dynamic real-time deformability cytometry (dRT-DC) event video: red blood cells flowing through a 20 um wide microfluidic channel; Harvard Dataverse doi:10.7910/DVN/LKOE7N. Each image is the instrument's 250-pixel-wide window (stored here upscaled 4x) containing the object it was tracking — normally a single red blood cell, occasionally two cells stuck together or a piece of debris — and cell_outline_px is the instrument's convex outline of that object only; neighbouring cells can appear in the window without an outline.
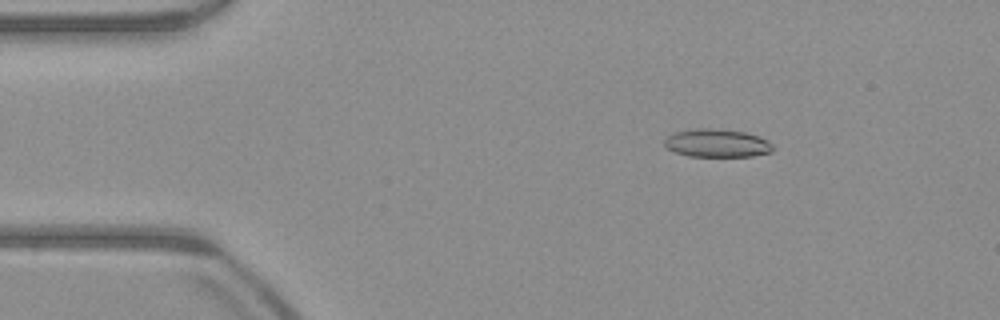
{"species": "common noctule bat (a hibernating species)", "species_latin": "Nyctalus noctula", "temperature_condition": "warm", "stored_images_in_passage": 52, "camera_frame_rate_fps": 3000, "um_per_image_px": 0.085, "animal": {"sex": "male", "body_mass_g": 23.1, "forearm_length_mm": 52.7}, "frame": {"image": 1, "passage_image": 8, "time_ms": 2.333, "image_size_px": [1000, 320], "cell_outline_px": [[776, 148], [772, 152], [752, 156], [688, 156], [676, 152], [668, 148], [664, 144], [664, 140], [668, 136], [676, 132], [696, 128], [708, 128], [744, 132], [760, 136], [768, 140]], "centroid_in_image_um": [60.99, 12.17], "position_along_channel_um": 24.0, "area_um2": 17.74}}
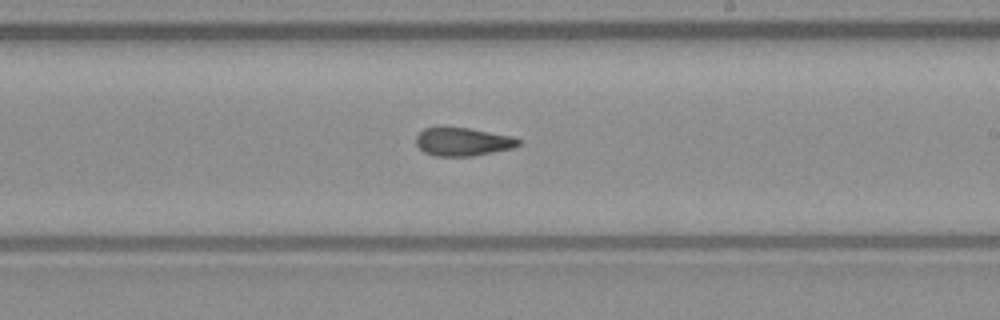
{"frame": {"image": 2, "passage_image": 30, "time_ms": 9.667, "image_size_px": [1000, 320], "cell_outline_px": [[520, 144], [512, 148], [472, 156], [436, 156], [424, 152], [416, 144], [416, 136], [424, 128], [440, 124], [444, 124], [468, 128], [512, 136], [520, 140]], "centroid_in_image_um": [39.27, 12.0], "position_along_channel_um": 249.7, "area_um2": 17.28}}
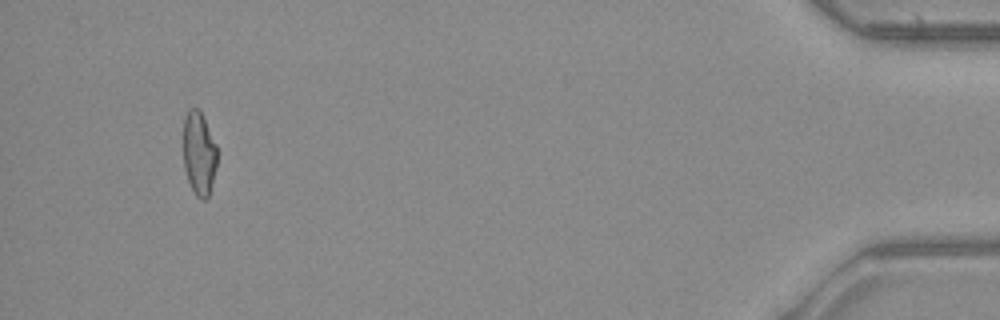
{"frame": {"image": 3, "passage_image": 49, "time_ms": 16.0, "image_size_px": [1000, 320], "cell_outline_px": [[216, 168], [208, 196], [204, 200], [200, 200], [196, 196], [188, 180], [184, 168], [184, 116], [188, 108], [200, 108], [216, 144]], "centroid_in_image_um": [16.91, 13.0], "position_along_channel_um": 418.3, "area_um2": 16.47}, "authors_computed_cell_mechanics": {"area_um2": 17.7157, "velocity_mm_per_s": 3.9735, "shape_relaxation_time_tau1_ms": 7.4093, "shape_relaxation_time_tau2_ms": 3.6263, "deformation_change_tau1": 0.1781, "deformation_change_tau2": 0.1315}}